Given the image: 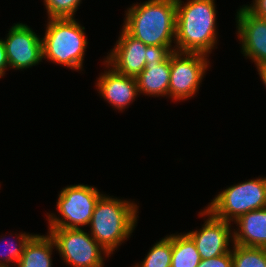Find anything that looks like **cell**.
<instances>
[{"instance_id":"obj_10","label":"cell","mask_w":266,"mask_h":267,"mask_svg":"<svg viewBox=\"0 0 266 267\" xmlns=\"http://www.w3.org/2000/svg\"><path fill=\"white\" fill-rule=\"evenodd\" d=\"M25 23H14L2 39L9 69L23 70L43 62L42 38Z\"/></svg>"},{"instance_id":"obj_21","label":"cell","mask_w":266,"mask_h":267,"mask_svg":"<svg viewBox=\"0 0 266 267\" xmlns=\"http://www.w3.org/2000/svg\"><path fill=\"white\" fill-rule=\"evenodd\" d=\"M82 0H43L49 18H75Z\"/></svg>"},{"instance_id":"obj_18","label":"cell","mask_w":266,"mask_h":267,"mask_svg":"<svg viewBox=\"0 0 266 267\" xmlns=\"http://www.w3.org/2000/svg\"><path fill=\"white\" fill-rule=\"evenodd\" d=\"M13 233L11 232L10 235V241L7 239L5 240L6 236H1L0 238V248L4 245L5 246L2 247L1 251H0V267L2 266H14L17 265L20 257L23 254L25 245L30 241V239L35 235V234H30V233H26V232H20V234H16L14 237L12 236ZM15 243H14V241ZM6 241V242H5ZM3 243V244H1ZM2 245V246H1ZM4 248V249H3ZM11 263V264H10Z\"/></svg>"},{"instance_id":"obj_13","label":"cell","mask_w":266,"mask_h":267,"mask_svg":"<svg viewBox=\"0 0 266 267\" xmlns=\"http://www.w3.org/2000/svg\"><path fill=\"white\" fill-rule=\"evenodd\" d=\"M102 63L106 66V71L101 72L98 80L96 79V89L100 98L107 101L112 108L123 112L139 97L137 80L134 77L118 73L105 61Z\"/></svg>"},{"instance_id":"obj_26","label":"cell","mask_w":266,"mask_h":267,"mask_svg":"<svg viewBox=\"0 0 266 267\" xmlns=\"http://www.w3.org/2000/svg\"><path fill=\"white\" fill-rule=\"evenodd\" d=\"M2 267H18V265H14V266H2Z\"/></svg>"},{"instance_id":"obj_22","label":"cell","mask_w":266,"mask_h":267,"mask_svg":"<svg viewBox=\"0 0 266 267\" xmlns=\"http://www.w3.org/2000/svg\"><path fill=\"white\" fill-rule=\"evenodd\" d=\"M197 267H233L232 252L210 259H202Z\"/></svg>"},{"instance_id":"obj_2","label":"cell","mask_w":266,"mask_h":267,"mask_svg":"<svg viewBox=\"0 0 266 267\" xmlns=\"http://www.w3.org/2000/svg\"><path fill=\"white\" fill-rule=\"evenodd\" d=\"M215 0H176L175 51L210 56L218 44Z\"/></svg>"},{"instance_id":"obj_12","label":"cell","mask_w":266,"mask_h":267,"mask_svg":"<svg viewBox=\"0 0 266 267\" xmlns=\"http://www.w3.org/2000/svg\"><path fill=\"white\" fill-rule=\"evenodd\" d=\"M235 16L241 53L255 66L266 65V19L253 15L243 5Z\"/></svg>"},{"instance_id":"obj_20","label":"cell","mask_w":266,"mask_h":267,"mask_svg":"<svg viewBox=\"0 0 266 267\" xmlns=\"http://www.w3.org/2000/svg\"><path fill=\"white\" fill-rule=\"evenodd\" d=\"M233 267H266V248L233 244Z\"/></svg>"},{"instance_id":"obj_17","label":"cell","mask_w":266,"mask_h":267,"mask_svg":"<svg viewBox=\"0 0 266 267\" xmlns=\"http://www.w3.org/2000/svg\"><path fill=\"white\" fill-rule=\"evenodd\" d=\"M201 260L195 243L186 233H172L171 267H197Z\"/></svg>"},{"instance_id":"obj_1","label":"cell","mask_w":266,"mask_h":267,"mask_svg":"<svg viewBox=\"0 0 266 267\" xmlns=\"http://www.w3.org/2000/svg\"><path fill=\"white\" fill-rule=\"evenodd\" d=\"M125 12L122 27L131 36L160 52L175 51L176 0L137 2Z\"/></svg>"},{"instance_id":"obj_4","label":"cell","mask_w":266,"mask_h":267,"mask_svg":"<svg viewBox=\"0 0 266 267\" xmlns=\"http://www.w3.org/2000/svg\"><path fill=\"white\" fill-rule=\"evenodd\" d=\"M75 18H47L42 35L43 60L82 71L88 39L85 27Z\"/></svg>"},{"instance_id":"obj_24","label":"cell","mask_w":266,"mask_h":267,"mask_svg":"<svg viewBox=\"0 0 266 267\" xmlns=\"http://www.w3.org/2000/svg\"><path fill=\"white\" fill-rule=\"evenodd\" d=\"M9 64L6 56V48L5 44L2 40L0 39V79L5 76V72L8 71Z\"/></svg>"},{"instance_id":"obj_14","label":"cell","mask_w":266,"mask_h":267,"mask_svg":"<svg viewBox=\"0 0 266 267\" xmlns=\"http://www.w3.org/2000/svg\"><path fill=\"white\" fill-rule=\"evenodd\" d=\"M170 52H160L136 77L139 95L167 97L170 82Z\"/></svg>"},{"instance_id":"obj_5","label":"cell","mask_w":266,"mask_h":267,"mask_svg":"<svg viewBox=\"0 0 266 267\" xmlns=\"http://www.w3.org/2000/svg\"><path fill=\"white\" fill-rule=\"evenodd\" d=\"M263 208H266V177L260 176L227 187L206 206L216 218L228 222Z\"/></svg>"},{"instance_id":"obj_15","label":"cell","mask_w":266,"mask_h":267,"mask_svg":"<svg viewBox=\"0 0 266 267\" xmlns=\"http://www.w3.org/2000/svg\"><path fill=\"white\" fill-rule=\"evenodd\" d=\"M233 228L234 244L266 248V208L253 210L238 217Z\"/></svg>"},{"instance_id":"obj_25","label":"cell","mask_w":266,"mask_h":267,"mask_svg":"<svg viewBox=\"0 0 266 267\" xmlns=\"http://www.w3.org/2000/svg\"><path fill=\"white\" fill-rule=\"evenodd\" d=\"M258 74L260 76V80L263 82L264 87H266V65L256 66Z\"/></svg>"},{"instance_id":"obj_7","label":"cell","mask_w":266,"mask_h":267,"mask_svg":"<svg viewBox=\"0 0 266 267\" xmlns=\"http://www.w3.org/2000/svg\"><path fill=\"white\" fill-rule=\"evenodd\" d=\"M82 228H49L56 251L71 267H104L111 254ZM106 258V259H105Z\"/></svg>"},{"instance_id":"obj_19","label":"cell","mask_w":266,"mask_h":267,"mask_svg":"<svg viewBox=\"0 0 266 267\" xmlns=\"http://www.w3.org/2000/svg\"><path fill=\"white\" fill-rule=\"evenodd\" d=\"M172 234L161 238L149 249L143 261L132 267H171Z\"/></svg>"},{"instance_id":"obj_8","label":"cell","mask_w":266,"mask_h":267,"mask_svg":"<svg viewBox=\"0 0 266 267\" xmlns=\"http://www.w3.org/2000/svg\"><path fill=\"white\" fill-rule=\"evenodd\" d=\"M209 56L202 53L170 52L168 98L186 101L197 95L210 67Z\"/></svg>"},{"instance_id":"obj_9","label":"cell","mask_w":266,"mask_h":267,"mask_svg":"<svg viewBox=\"0 0 266 267\" xmlns=\"http://www.w3.org/2000/svg\"><path fill=\"white\" fill-rule=\"evenodd\" d=\"M119 33L114 48L103 60L118 73L136 78L160 51L134 38L124 28Z\"/></svg>"},{"instance_id":"obj_3","label":"cell","mask_w":266,"mask_h":267,"mask_svg":"<svg viewBox=\"0 0 266 267\" xmlns=\"http://www.w3.org/2000/svg\"><path fill=\"white\" fill-rule=\"evenodd\" d=\"M138 209L139 205L134 201L103 194L95 205L88 225L89 233L113 255L135 230Z\"/></svg>"},{"instance_id":"obj_23","label":"cell","mask_w":266,"mask_h":267,"mask_svg":"<svg viewBox=\"0 0 266 267\" xmlns=\"http://www.w3.org/2000/svg\"><path fill=\"white\" fill-rule=\"evenodd\" d=\"M253 15L266 19V0H253L249 5H243Z\"/></svg>"},{"instance_id":"obj_6","label":"cell","mask_w":266,"mask_h":267,"mask_svg":"<svg viewBox=\"0 0 266 267\" xmlns=\"http://www.w3.org/2000/svg\"><path fill=\"white\" fill-rule=\"evenodd\" d=\"M101 193L98 188L84 184L67 185L58 194L57 214L47 213L48 228H84L91 221ZM62 216V217H61Z\"/></svg>"},{"instance_id":"obj_16","label":"cell","mask_w":266,"mask_h":267,"mask_svg":"<svg viewBox=\"0 0 266 267\" xmlns=\"http://www.w3.org/2000/svg\"><path fill=\"white\" fill-rule=\"evenodd\" d=\"M47 235L35 234L25 245L18 267H52V252L56 249L53 239Z\"/></svg>"},{"instance_id":"obj_11","label":"cell","mask_w":266,"mask_h":267,"mask_svg":"<svg viewBox=\"0 0 266 267\" xmlns=\"http://www.w3.org/2000/svg\"><path fill=\"white\" fill-rule=\"evenodd\" d=\"M199 214L201 218L205 216L204 224L200 229L190 230L186 234L195 243L201 259H210L230 252L234 244L231 230L234 223L216 218L206 207Z\"/></svg>"}]
</instances>
